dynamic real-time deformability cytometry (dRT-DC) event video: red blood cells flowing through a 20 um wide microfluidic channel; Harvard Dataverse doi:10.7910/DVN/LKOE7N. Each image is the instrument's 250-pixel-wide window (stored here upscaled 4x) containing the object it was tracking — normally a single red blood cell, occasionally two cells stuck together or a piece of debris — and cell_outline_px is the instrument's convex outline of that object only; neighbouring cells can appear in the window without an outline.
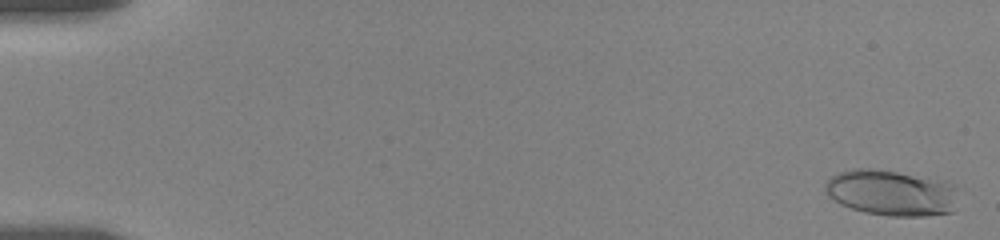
{"species": "human", "species_latin": "Homo sapiens", "temperature_condition": "room temperature", "stored_images_in_passage": 6, "camera_frame_rate_fps": 3000, "um_per_image_px": 0.085, "donor": {"sex": "female"}, "frame": {"image": 1, "passage_image": 1, "time_ms": 0.0, "image_size_px": [1000, 240], "cell_outline_px": [[956, 188], [952, 212], [924, 216], [888, 216], [864, 212], [840, 204], [828, 196], [824, 188], [824, 184], [832, 176], [840, 172], [856, 168], [868, 168], [896, 172], [948, 180], [956, 184]], "centroid_in_image_um": [75.76, 16.38], "position_along_channel_um": 9.2, "area_um2": 35.6}}
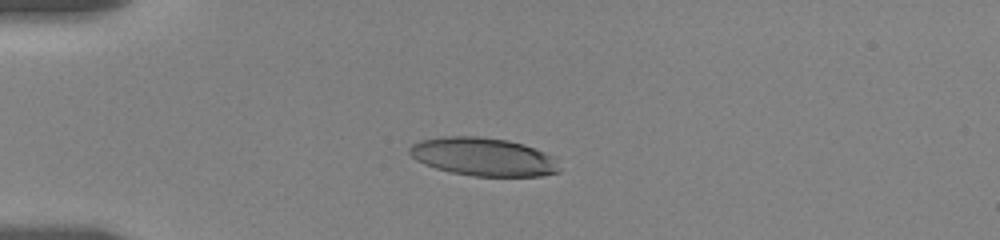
{"frame": {"image": 2, "passage_image": 5, "time_ms": 4.667, "image_size_px": [1000, 240], "cell_outline_px": [[560, 172], [540, 176], [472, 176], [452, 172], [436, 168], [424, 164], [416, 160], [408, 152], [408, 148], [412, 144], [420, 140], [440, 136], [476, 136], [508, 140], [524, 144], [544, 152], [552, 156], [560, 168]], "centroid_in_image_um": [41.06, 13.32], "position_along_channel_um": 43.9, "area_um2": 33.47}}